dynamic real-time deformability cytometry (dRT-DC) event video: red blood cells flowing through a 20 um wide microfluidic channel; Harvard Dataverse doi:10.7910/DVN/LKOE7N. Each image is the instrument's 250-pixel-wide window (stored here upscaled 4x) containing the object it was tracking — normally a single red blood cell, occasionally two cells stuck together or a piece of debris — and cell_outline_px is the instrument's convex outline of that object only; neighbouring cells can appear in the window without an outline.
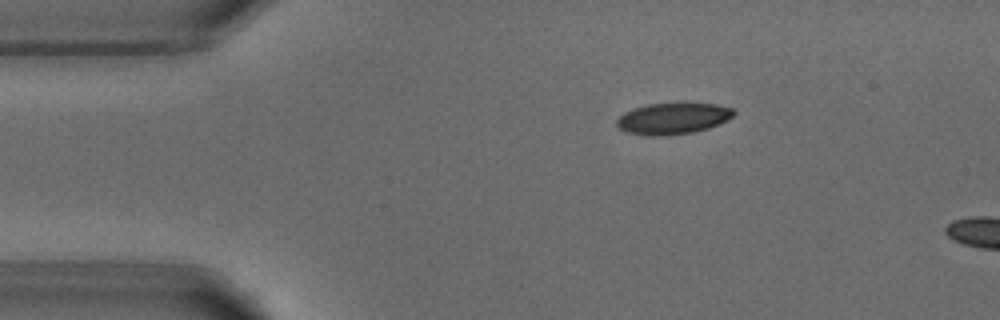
{"species": "common noctule bat (a hibernating species)", "species_latin": "Nyctalus noctula", "temperature_condition": "warm", "stored_images_in_passage": 3, "camera_frame_rate_fps": 3000, "um_per_image_px": 0.085, "animal": {"sex": "male", "body_mass_g": 18.8}, "frame": {"image": 1, "passage_image": 1, "time_ms": 0.0, "image_size_px": [1000, 320], "cell_outline_px": [[736, 112], [732, 116], [708, 128], [692, 132], [664, 136], [652, 136], [628, 132], [616, 128], [616, 120], [624, 112], [648, 104], [716, 104], [732, 108]], "centroid_in_image_um": [57.14, 10.08], "position_along_channel_um": 27.9, "area_um2": 20.92}}